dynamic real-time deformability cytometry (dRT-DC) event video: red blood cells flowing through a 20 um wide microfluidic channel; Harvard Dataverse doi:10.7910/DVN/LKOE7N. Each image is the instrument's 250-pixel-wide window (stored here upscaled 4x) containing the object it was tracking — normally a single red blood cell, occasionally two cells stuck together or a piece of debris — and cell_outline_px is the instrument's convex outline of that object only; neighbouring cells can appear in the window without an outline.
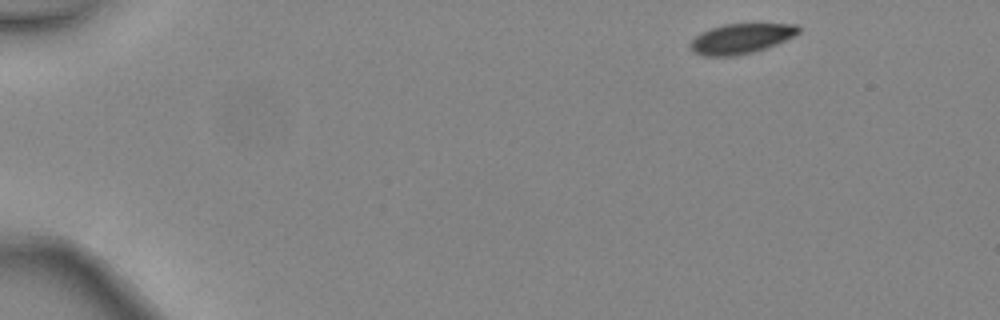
{"species": "common noctule bat (a hibernating species)", "species_latin": "Nyctalus noctula", "temperature_condition": "warm", "stored_images_in_passage": 6, "camera_frame_rate_fps": 3000, "um_per_image_px": 0.085, "animal": {"sex": "female", "body_mass_g": 24.6, "forearm_length_mm": 56.2}, "frame": {"image": 1, "passage_image": 1, "time_ms": 0.0, "image_size_px": [1000, 320], "cell_outline_px": [[800, 32], [776, 44], [752, 52], [736, 56], [704, 56], [692, 52], [688, 48], [688, 44], [700, 32], [724, 24], [796, 24], [800, 28]], "centroid_in_image_um": [62.92, 3.29], "position_along_channel_um": 22.1, "area_um2": 18.84}}
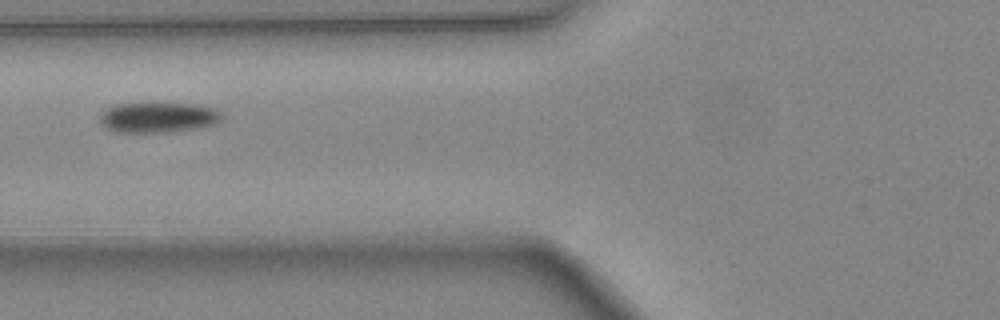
{"frame": {"image": 2, "passage_image": 5, "time_ms": 1.333, "image_size_px": [1000, 320], "cell_outline_px": [[224, 116], [220, 120], [212, 124], [196, 128], [168, 132], [112, 132], [104, 128], [100, 124], [100, 116], [108, 108], [116, 104], [152, 100], [200, 104], [216, 108]], "centroid_in_image_um": [13.43, 9.92], "position_along_channel_um": 112.4, "area_um2": 22.66}}
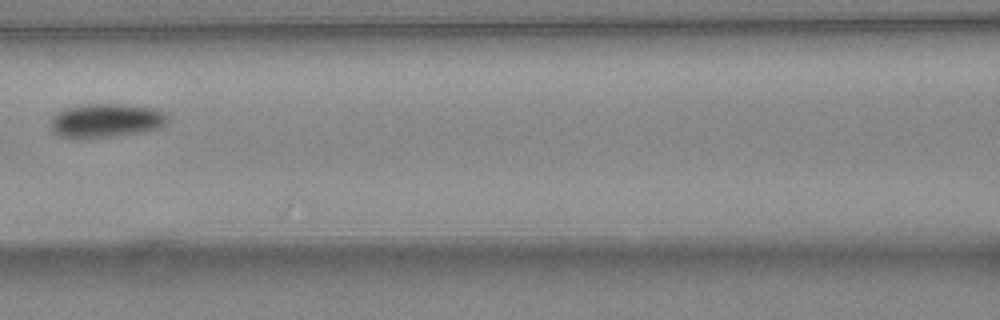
{"frame": {"image": 3, "passage_image": 6, "time_ms": 1.667, "image_size_px": [1000, 320], "cell_outline_px": [[168, 120], [160, 128], [140, 132], [112, 136], [56, 136], [48, 128], [48, 120], [56, 112], [64, 108], [80, 104], [124, 104], [156, 108], [164, 112], [168, 116]], "centroid_in_image_um": [8.96, 10.21], "position_along_channel_um": 157.6, "area_um2": 23.18}}